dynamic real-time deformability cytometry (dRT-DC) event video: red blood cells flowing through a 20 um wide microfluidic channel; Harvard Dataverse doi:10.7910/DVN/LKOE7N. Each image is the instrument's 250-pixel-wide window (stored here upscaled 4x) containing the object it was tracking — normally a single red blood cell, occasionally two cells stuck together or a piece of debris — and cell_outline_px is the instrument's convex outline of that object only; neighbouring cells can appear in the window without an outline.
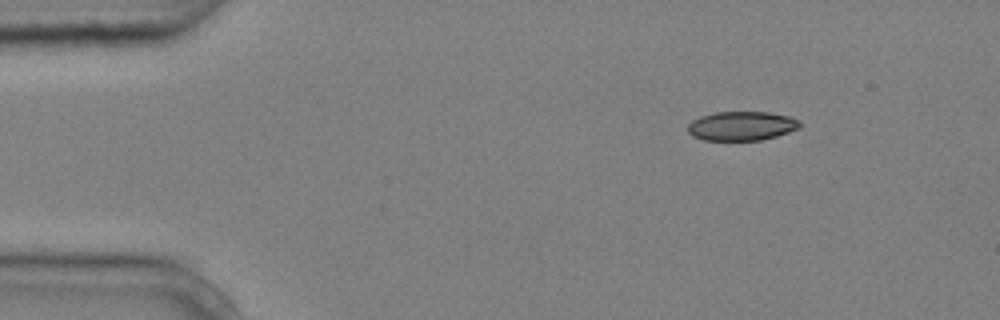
{"species": "common noctule bat (a hibernating species)", "species_latin": "Nyctalus noctula", "temperature_condition": "cold", "stored_images_in_passage": 4, "camera_frame_rate_fps": 3000, "um_per_image_px": 0.085, "animal": {"sex": "male", "body_mass_g": 20.4}, "frame": {"image": 1, "passage_image": 1, "time_ms": 0.0, "image_size_px": [1000, 320], "cell_outline_px": [[800, 128], [776, 136], [760, 140], [704, 140], [692, 136], [688, 132], [688, 124], [692, 120], [700, 116], [716, 112], [768, 112], [788, 116], [800, 120]], "centroid_in_image_um": [63.03, 10.7], "position_along_channel_um": 22.0, "area_um2": 19.02}}
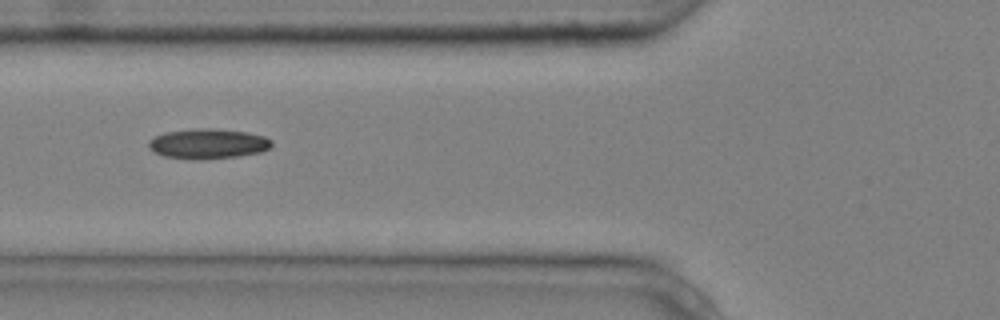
{"frame": {"image": 2, "passage_image": 4, "time_ms": 1.0, "image_size_px": [1000, 320], "cell_outline_px": [[272, 144], [268, 148], [260, 152], [240, 156], [200, 160], [192, 160], [164, 156], [156, 152], [148, 144], [148, 140], [164, 132], [200, 128], [212, 128], [248, 132], [264, 136], [272, 140]], "centroid_in_image_um": [17.7, 12.22], "position_along_channel_um": 108.1, "area_um2": 21.56}}